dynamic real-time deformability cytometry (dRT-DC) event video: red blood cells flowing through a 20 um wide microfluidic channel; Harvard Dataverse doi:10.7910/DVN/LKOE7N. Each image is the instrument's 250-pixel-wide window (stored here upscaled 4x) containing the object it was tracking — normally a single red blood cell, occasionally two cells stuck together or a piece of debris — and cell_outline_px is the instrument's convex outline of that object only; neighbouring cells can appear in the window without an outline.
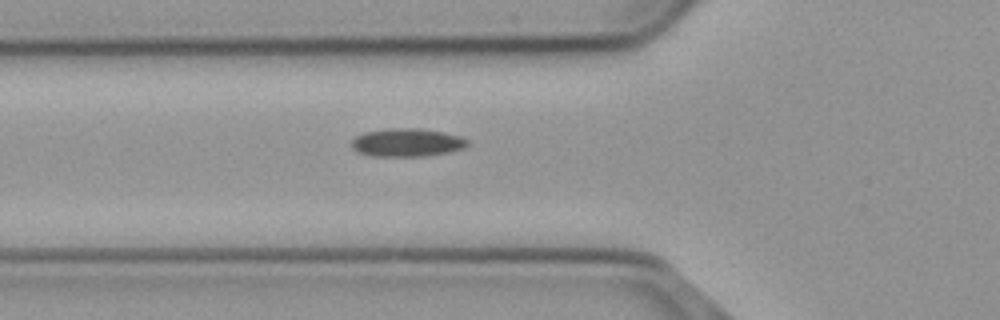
{"species": "common noctule bat (a hibernating species)", "species_latin": "Nyctalus noctula", "temperature_condition": "cold", "stored_images_in_passage": 42, "camera_frame_rate_fps": 3000, "um_per_image_px": 0.085, "animal": {"sex": "male", "body_mass_g": 23.1, "forearm_length_mm": 52.7}, "frame": {"image": 1, "passage_image": 7, "time_ms": 2.0, "image_size_px": [1000, 320], "cell_outline_px": [[468, 144], [464, 148], [448, 152], [424, 156], [372, 156], [356, 152], [352, 148], [352, 140], [356, 136], [364, 132], [388, 128], [412, 128], [444, 132], [460, 136], [468, 140]], "centroid_in_image_um": [34.57, 12.11], "position_along_channel_um": 91.2, "area_um2": 19.02}}
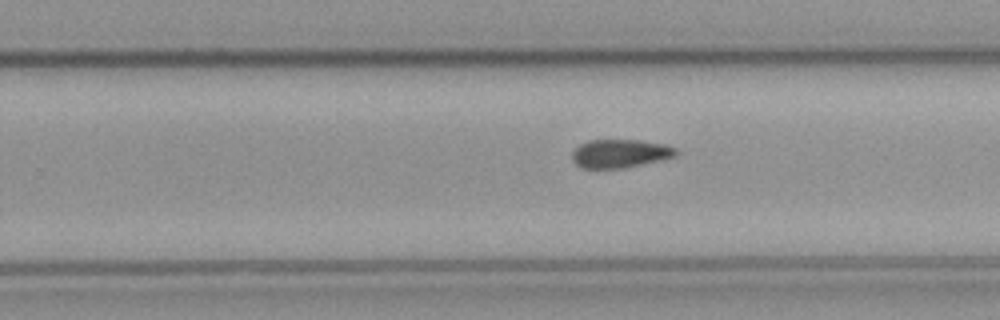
{"frame": {"image": 2, "passage_image": 22, "time_ms": 7.0, "image_size_px": [1000, 320], "cell_outline_px": [[680, 152], [676, 156], [664, 160], [624, 168], [580, 168], [572, 160], [572, 152], [580, 144], [588, 140], [640, 140], [664, 144], [676, 148]], "centroid_in_image_um": [52.74, 13.05], "position_along_channel_um": 277.1, "area_um2": 17.46}}
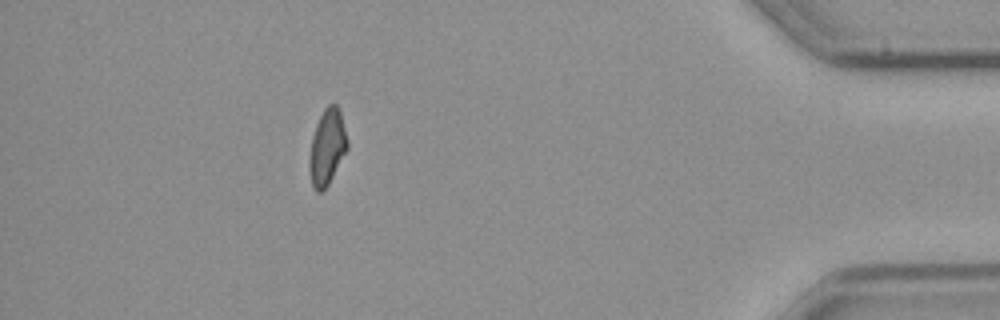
{"frame": {"image": 3, "passage_image": 37, "time_ms": 12.0, "image_size_px": [1000, 320], "cell_outline_px": [[348, 148], [328, 184], [320, 192], [316, 192], [312, 188], [308, 164], [308, 160], [312, 136], [316, 124], [324, 108], [328, 104], [336, 104], [340, 108], [348, 140]], "centroid_in_image_um": [27.8, 12.49], "position_along_channel_um": 407.4, "area_um2": 16.94}}